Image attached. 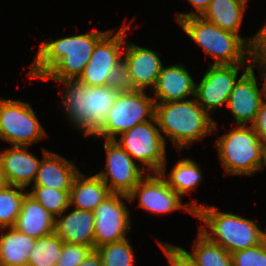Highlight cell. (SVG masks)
<instances>
[{"instance_id":"cell-39","label":"cell","mask_w":266,"mask_h":266,"mask_svg":"<svg viewBox=\"0 0 266 266\" xmlns=\"http://www.w3.org/2000/svg\"><path fill=\"white\" fill-rule=\"evenodd\" d=\"M7 185L5 178H4V174L1 168V164H0V189L5 187Z\"/></svg>"},{"instance_id":"cell-31","label":"cell","mask_w":266,"mask_h":266,"mask_svg":"<svg viewBox=\"0 0 266 266\" xmlns=\"http://www.w3.org/2000/svg\"><path fill=\"white\" fill-rule=\"evenodd\" d=\"M233 266H266V239L259 245L231 253Z\"/></svg>"},{"instance_id":"cell-19","label":"cell","mask_w":266,"mask_h":266,"mask_svg":"<svg viewBox=\"0 0 266 266\" xmlns=\"http://www.w3.org/2000/svg\"><path fill=\"white\" fill-rule=\"evenodd\" d=\"M34 184L57 190H70L76 175L80 172L75 162L67 160L45 148Z\"/></svg>"},{"instance_id":"cell-4","label":"cell","mask_w":266,"mask_h":266,"mask_svg":"<svg viewBox=\"0 0 266 266\" xmlns=\"http://www.w3.org/2000/svg\"><path fill=\"white\" fill-rule=\"evenodd\" d=\"M178 24L194 43L214 58L211 65H237L251 61V46L256 40L255 36L242 38L221 29L202 16L182 19Z\"/></svg>"},{"instance_id":"cell-38","label":"cell","mask_w":266,"mask_h":266,"mask_svg":"<svg viewBox=\"0 0 266 266\" xmlns=\"http://www.w3.org/2000/svg\"><path fill=\"white\" fill-rule=\"evenodd\" d=\"M254 36L256 37V39H262L266 36V22L265 25L261 27V29H259Z\"/></svg>"},{"instance_id":"cell-3","label":"cell","mask_w":266,"mask_h":266,"mask_svg":"<svg viewBox=\"0 0 266 266\" xmlns=\"http://www.w3.org/2000/svg\"><path fill=\"white\" fill-rule=\"evenodd\" d=\"M160 133L169 138L180 152L191 143L202 140L217 129V122L194 99L155 103V115Z\"/></svg>"},{"instance_id":"cell-5","label":"cell","mask_w":266,"mask_h":266,"mask_svg":"<svg viewBox=\"0 0 266 266\" xmlns=\"http://www.w3.org/2000/svg\"><path fill=\"white\" fill-rule=\"evenodd\" d=\"M195 217L203 222L200 232L230 254L255 247L266 239V232L258 228L254 221L237 214L220 212L215 206L198 205Z\"/></svg>"},{"instance_id":"cell-20","label":"cell","mask_w":266,"mask_h":266,"mask_svg":"<svg viewBox=\"0 0 266 266\" xmlns=\"http://www.w3.org/2000/svg\"><path fill=\"white\" fill-rule=\"evenodd\" d=\"M64 213L66 212L55 218L54 232L64 243L80 244L94 249V212L74 208L69 214Z\"/></svg>"},{"instance_id":"cell-8","label":"cell","mask_w":266,"mask_h":266,"mask_svg":"<svg viewBox=\"0 0 266 266\" xmlns=\"http://www.w3.org/2000/svg\"><path fill=\"white\" fill-rule=\"evenodd\" d=\"M154 115L153 97L147 96L145 91L123 88L93 137L115 140L134 126L153 119Z\"/></svg>"},{"instance_id":"cell-14","label":"cell","mask_w":266,"mask_h":266,"mask_svg":"<svg viewBox=\"0 0 266 266\" xmlns=\"http://www.w3.org/2000/svg\"><path fill=\"white\" fill-rule=\"evenodd\" d=\"M251 66V61L237 65L210 64L199 84H196L195 98L198 103L212 115L213 111L228 103L234 84L239 79V70Z\"/></svg>"},{"instance_id":"cell-32","label":"cell","mask_w":266,"mask_h":266,"mask_svg":"<svg viewBox=\"0 0 266 266\" xmlns=\"http://www.w3.org/2000/svg\"><path fill=\"white\" fill-rule=\"evenodd\" d=\"M92 250L85 245L64 243L56 266H77Z\"/></svg>"},{"instance_id":"cell-30","label":"cell","mask_w":266,"mask_h":266,"mask_svg":"<svg viewBox=\"0 0 266 266\" xmlns=\"http://www.w3.org/2000/svg\"><path fill=\"white\" fill-rule=\"evenodd\" d=\"M126 238L122 241L109 243L96 248L100 254L103 266H133L134 250Z\"/></svg>"},{"instance_id":"cell-40","label":"cell","mask_w":266,"mask_h":266,"mask_svg":"<svg viewBox=\"0 0 266 266\" xmlns=\"http://www.w3.org/2000/svg\"><path fill=\"white\" fill-rule=\"evenodd\" d=\"M266 167V143H264V147H263V165H262V169L264 170V168Z\"/></svg>"},{"instance_id":"cell-29","label":"cell","mask_w":266,"mask_h":266,"mask_svg":"<svg viewBox=\"0 0 266 266\" xmlns=\"http://www.w3.org/2000/svg\"><path fill=\"white\" fill-rule=\"evenodd\" d=\"M28 192L55 218L70 208V190H57L50 187L31 186Z\"/></svg>"},{"instance_id":"cell-7","label":"cell","mask_w":266,"mask_h":266,"mask_svg":"<svg viewBox=\"0 0 266 266\" xmlns=\"http://www.w3.org/2000/svg\"><path fill=\"white\" fill-rule=\"evenodd\" d=\"M115 34L110 30L95 46L88 64L78 80L86 86H106L121 84L123 51L126 42V31L131 29L125 25Z\"/></svg>"},{"instance_id":"cell-36","label":"cell","mask_w":266,"mask_h":266,"mask_svg":"<svg viewBox=\"0 0 266 266\" xmlns=\"http://www.w3.org/2000/svg\"><path fill=\"white\" fill-rule=\"evenodd\" d=\"M252 126L258 134L260 140L266 143V101H262L257 119Z\"/></svg>"},{"instance_id":"cell-27","label":"cell","mask_w":266,"mask_h":266,"mask_svg":"<svg viewBox=\"0 0 266 266\" xmlns=\"http://www.w3.org/2000/svg\"><path fill=\"white\" fill-rule=\"evenodd\" d=\"M64 242L52 232L35 240L27 266H56Z\"/></svg>"},{"instance_id":"cell-2","label":"cell","mask_w":266,"mask_h":266,"mask_svg":"<svg viewBox=\"0 0 266 266\" xmlns=\"http://www.w3.org/2000/svg\"><path fill=\"white\" fill-rule=\"evenodd\" d=\"M65 85L61 98L65 115L85 136H93L104 124L107 113L116 101L122 84L86 86L78 79L59 82ZM75 125V126H74Z\"/></svg>"},{"instance_id":"cell-1","label":"cell","mask_w":266,"mask_h":266,"mask_svg":"<svg viewBox=\"0 0 266 266\" xmlns=\"http://www.w3.org/2000/svg\"><path fill=\"white\" fill-rule=\"evenodd\" d=\"M92 30L53 40H44L30 65V79L63 82L78 79L88 64L96 44L109 32Z\"/></svg>"},{"instance_id":"cell-33","label":"cell","mask_w":266,"mask_h":266,"mask_svg":"<svg viewBox=\"0 0 266 266\" xmlns=\"http://www.w3.org/2000/svg\"><path fill=\"white\" fill-rule=\"evenodd\" d=\"M170 266H199L180 246L158 242Z\"/></svg>"},{"instance_id":"cell-12","label":"cell","mask_w":266,"mask_h":266,"mask_svg":"<svg viewBox=\"0 0 266 266\" xmlns=\"http://www.w3.org/2000/svg\"><path fill=\"white\" fill-rule=\"evenodd\" d=\"M129 202L126 194L112 193L102 201L94 212V249L127 238L131 229L130 212L123 199Z\"/></svg>"},{"instance_id":"cell-15","label":"cell","mask_w":266,"mask_h":266,"mask_svg":"<svg viewBox=\"0 0 266 266\" xmlns=\"http://www.w3.org/2000/svg\"><path fill=\"white\" fill-rule=\"evenodd\" d=\"M106 171L96 173L112 193L128 195L147 174L136 165L132 157L115 141L105 140Z\"/></svg>"},{"instance_id":"cell-18","label":"cell","mask_w":266,"mask_h":266,"mask_svg":"<svg viewBox=\"0 0 266 266\" xmlns=\"http://www.w3.org/2000/svg\"><path fill=\"white\" fill-rule=\"evenodd\" d=\"M195 88L196 82L182 63L162 66L152 90L155 93L153 98L155 103L182 101L189 96L195 97Z\"/></svg>"},{"instance_id":"cell-35","label":"cell","mask_w":266,"mask_h":266,"mask_svg":"<svg viewBox=\"0 0 266 266\" xmlns=\"http://www.w3.org/2000/svg\"><path fill=\"white\" fill-rule=\"evenodd\" d=\"M191 5H193L196 12L190 13H176L175 20L179 22L182 19H186L193 16H202L203 13L207 10L211 0H187Z\"/></svg>"},{"instance_id":"cell-11","label":"cell","mask_w":266,"mask_h":266,"mask_svg":"<svg viewBox=\"0 0 266 266\" xmlns=\"http://www.w3.org/2000/svg\"><path fill=\"white\" fill-rule=\"evenodd\" d=\"M138 196V206L151 214H166L176 210L184 209L195 217L198 208L196 202L193 204H182L181 196L175 192L159 173L146 174L128 194L129 202Z\"/></svg>"},{"instance_id":"cell-26","label":"cell","mask_w":266,"mask_h":266,"mask_svg":"<svg viewBox=\"0 0 266 266\" xmlns=\"http://www.w3.org/2000/svg\"><path fill=\"white\" fill-rule=\"evenodd\" d=\"M199 266H233L231 254L221 245L210 241L200 230L192 252L183 249Z\"/></svg>"},{"instance_id":"cell-41","label":"cell","mask_w":266,"mask_h":266,"mask_svg":"<svg viewBox=\"0 0 266 266\" xmlns=\"http://www.w3.org/2000/svg\"><path fill=\"white\" fill-rule=\"evenodd\" d=\"M254 42H266V36L262 39H256Z\"/></svg>"},{"instance_id":"cell-10","label":"cell","mask_w":266,"mask_h":266,"mask_svg":"<svg viewBox=\"0 0 266 266\" xmlns=\"http://www.w3.org/2000/svg\"><path fill=\"white\" fill-rule=\"evenodd\" d=\"M30 103L0 98V139L12 146H28L47 138Z\"/></svg>"},{"instance_id":"cell-37","label":"cell","mask_w":266,"mask_h":266,"mask_svg":"<svg viewBox=\"0 0 266 266\" xmlns=\"http://www.w3.org/2000/svg\"><path fill=\"white\" fill-rule=\"evenodd\" d=\"M77 266H103L100 254L93 249L89 255Z\"/></svg>"},{"instance_id":"cell-21","label":"cell","mask_w":266,"mask_h":266,"mask_svg":"<svg viewBox=\"0 0 266 266\" xmlns=\"http://www.w3.org/2000/svg\"><path fill=\"white\" fill-rule=\"evenodd\" d=\"M14 228L37 239L54 232L55 217L27 193Z\"/></svg>"},{"instance_id":"cell-9","label":"cell","mask_w":266,"mask_h":266,"mask_svg":"<svg viewBox=\"0 0 266 266\" xmlns=\"http://www.w3.org/2000/svg\"><path fill=\"white\" fill-rule=\"evenodd\" d=\"M115 141L135 161L142 163L145 171L158 173L166 164V143L160 133L156 118L142 122L120 134Z\"/></svg>"},{"instance_id":"cell-24","label":"cell","mask_w":266,"mask_h":266,"mask_svg":"<svg viewBox=\"0 0 266 266\" xmlns=\"http://www.w3.org/2000/svg\"><path fill=\"white\" fill-rule=\"evenodd\" d=\"M246 5L245 0H211L202 17L225 31L239 35Z\"/></svg>"},{"instance_id":"cell-28","label":"cell","mask_w":266,"mask_h":266,"mask_svg":"<svg viewBox=\"0 0 266 266\" xmlns=\"http://www.w3.org/2000/svg\"><path fill=\"white\" fill-rule=\"evenodd\" d=\"M23 187L6 185L0 189V228L14 227L28 193Z\"/></svg>"},{"instance_id":"cell-23","label":"cell","mask_w":266,"mask_h":266,"mask_svg":"<svg viewBox=\"0 0 266 266\" xmlns=\"http://www.w3.org/2000/svg\"><path fill=\"white\" fill-rule=\"evenodd\" d=\"M0 229L2 232L0 236V265L27 266L29 254L36 239L14 227Z\"/></svg>"},{"instance_id":"cell-13","label":"cell","mask_w":266,"mask_h":266,"mask_svg":"<svg viewBox=\"0 0 266 266\" xmlns=\"http://www.w3.org/2000/svg\"><path fill=\"white\" fill-rule=\"evenodd\" d=\"M125 47L121 84L127 89L145 91L150 87L152 91L163 66L159 54L131 43L127 38Z\"/></svg>"},{"instance_id":"cell-22","label":"cell","mask_w":266,"mask_h":266,"mask_svg":"<svg viewBox=\"0 0 266 266\" xmlns=\"http://www.w3.org/2000/svg\"><path fill=\"white\" fill-rule=\"evenodd\" d=\"M112 192L97 175H84L79 172L70 189V207L94 211Z\"/></svg>"},{"instance_id":"cell-16","label":"cell","mask_w":266,"mask_h":266,"mask_svg":"<svg viewBox=\"0 0 266 266\" xmlns=\"http://www.w3.org/2000/svg\"><path fill=\"white\" fill-rule=\"evenodd\" d=\"M253 66L243 69V74L234 84L227 107L231 110L237 125H253L257 119L263 98L266 97V85L259 89Z\"/></svg>"},{"instance_id":"cell-6","label":"cell","mask_w":266,"mask_h":266,"mask_svg":"<svg viewBox=\"0 0 266 266\" xmlns=\"http://www.w3.org/2000/svg\"><path fill=\"white\" fill-rule=\"evenodd\" d=\"M226 175H253L262 169L264 142L252 125H236L216 141Z\"/></svg>"},{"instance_id":"cell-25","label":"cell","mask_w":266,"mask_h":266,"mask_svg":"<svg viewBox=\"0 0 266 266\" xmlns=\"http://www.w3.org/2000/svg\"><path fill=\"white\" fill-rule=\"evenodd\" d=\"M166 164L158 172L175 192L181 197L184 194H190L191 191L198 188L202 181V171L196 161L191 158L179 160L172 168L169 177L166 175Z\"/></svg>"},{"instance_id":"cell-17","label":"cell","mask_w":266,"mask_h":266,"mask_svg":"<svg viewBox=\"0 0 266 266\" xmlns=\"http://www.w3.org/2000/svg\"><path fill=\"white\" fill-rule=\"evenodd\" d=\"M40 161L28 146H12L0 152V164L7 185L29 187L35 182Z\"/></svg>"},{"instance_id":"cell-34","label":"cell","mask_w":266,"mask_h":266,"mask_svg":"<svg viewBox=\"0 0 266 266\" xmlns=\"http://www.w3.org/2000/svg\"><path fill=\"white\" fill-rule=\"evenodd\" d=\"M251 64L259 65L261 81L266 85V42H253L251 46Z\"/></svg>"}]
</instances>
